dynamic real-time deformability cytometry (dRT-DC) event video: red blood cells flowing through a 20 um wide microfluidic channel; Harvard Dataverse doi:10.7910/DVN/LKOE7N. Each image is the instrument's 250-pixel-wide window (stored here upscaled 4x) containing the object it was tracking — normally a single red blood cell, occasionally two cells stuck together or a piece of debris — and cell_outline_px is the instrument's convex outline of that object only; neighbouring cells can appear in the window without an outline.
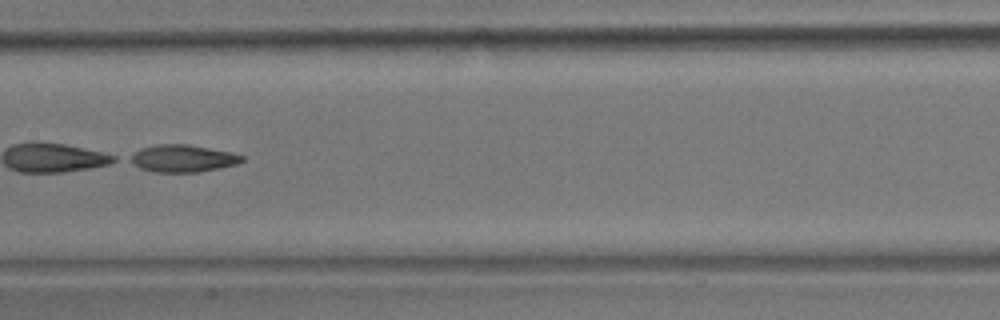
{"species": "common noctule bat (a hibernating species)", "species_latin": "Nyctalus noctula", "temperature_condition": "room temperature", "stored_images_in_passage": 10, "camera_frame_rate_fps": 3000, "um_per_image_px": 0.085, "animal": {"sex": "male", "body_mass_g": 17.9}, "frame": {"image": 1, "passage_image": 7, "time_ms": 2.0, "image_size_px": [1000, 320], "cell_outline_px": [[244, 160], [236, 164], [220, 168], [200, 172], [152, 172], [140, 168], [124, 160], [128, 156], [140, 148], [160, 144], [188, 144], [232, 152], [244, 156]], "centroid_in_image_um": [15.47, 13.47], "position_along_channel_um": 191.9, "area_um2": 18.09}}